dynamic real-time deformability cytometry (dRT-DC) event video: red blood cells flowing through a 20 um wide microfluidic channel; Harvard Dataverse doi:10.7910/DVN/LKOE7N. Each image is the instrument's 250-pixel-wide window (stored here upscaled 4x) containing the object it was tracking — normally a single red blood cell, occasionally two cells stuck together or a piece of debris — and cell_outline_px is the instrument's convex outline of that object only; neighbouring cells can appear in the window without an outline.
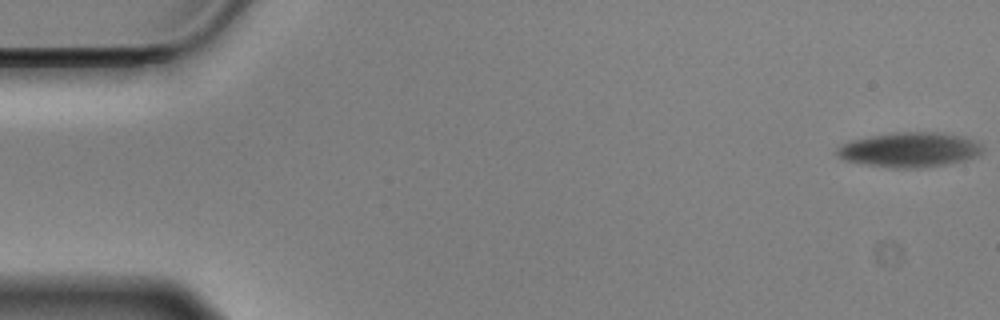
{"species": "Egyptian fruit bat (a non-hibernating species)", "species_latin": "Rousettus aegyptiacus", "temperature_condition": "cold", "stored_images_in_passage": 57, "camera_frame_rate_fps": 3000, "um_per_image_px": 0.085, "animal": {"sex": "male"}, "frame": {"image": 1, "passage_image": 1, "time_ms": 0.0, "image_size_px": [1000, 320], "cell_outline_px": [[984, 148], [976, 156], [964, 160], [944, 164], [920, 168], [892, 168], [844, 160], [836, 152], [836, 148], [852, 140], [892, 132], [944, 132], [964, 136], [980, 144]], "centroid_in_image_um": [77.34, 12.71], "position_along_channel_um": 7.7, "area_um2": 29.25}}
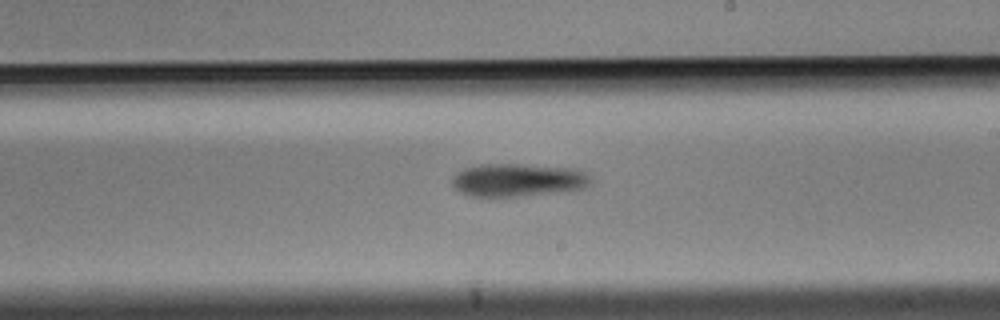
{"frame": {"image": 2, "passage_image": 33, "time_ms": 10.667, "image_size_px": [1000, 320], "cell_outline_px": [[592, 184], [584, 188], [516, 196], [472, 196], [460, 192], [452, 184], [452, 180], [456, 172], [464, 168], [480, 164], [524, 164], [580, 168], [588, 172], [592, 180]], "centroid_in_image_um": [44.07, 15.27], "position_along_channel_um": 244.9, "area_um2": 26.76}}
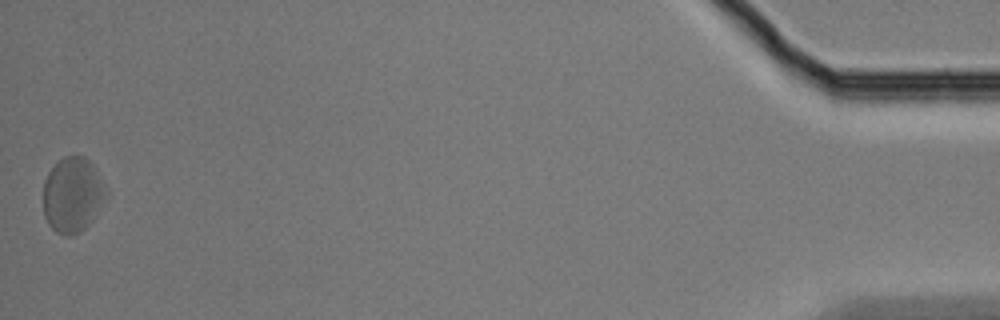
{"frame": {"image": 3, "passage_image": 57, "time_ms": 18.667, "image_size_px": [1000, 320], "cell_outline_px": [[108, 196], [88, 224], [80, 232], [72, 236], [68, 236], [56, 232], [48, 224], [44, 216], [44, 180], [48, 172], [64, 156], [84, 156], [92, 164], [108, 192]], "centroid_in_image_um": [6.16, 16.57], "position_along_channel_um": 429.0, "area_um2": 27.28}}